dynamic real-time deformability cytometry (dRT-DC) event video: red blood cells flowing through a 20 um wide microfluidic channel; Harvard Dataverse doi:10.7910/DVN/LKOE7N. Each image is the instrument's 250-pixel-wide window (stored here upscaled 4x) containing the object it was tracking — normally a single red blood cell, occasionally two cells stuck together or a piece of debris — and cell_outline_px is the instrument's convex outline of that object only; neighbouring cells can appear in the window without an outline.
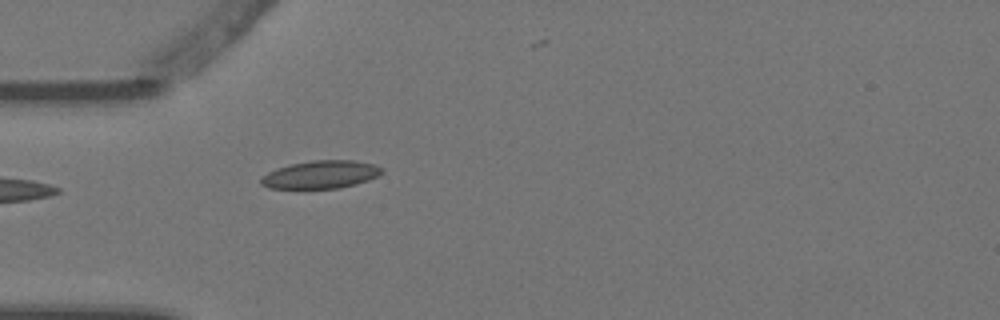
{"species": "Egyptian fruit bat (a non-hibernating species)", "species_latin": "Rousettus aegyptiacus", "temperature_condition": "warm", "stored_images_in_passage": 4, "camera_frame_rate_fps": 3000, "um_per_image_px": 0.085, "animal": {"sex": "female"}, "frame": {"image": 1, "passage_image": 4, "time_ms": 1.0, "image_size_px": [1000, 320], "cell_outline_px": [[384, 172], [368, 180], [356, 184], [340, 188], [268, 188], [260, 184], [260, 176], [276, 168], [292, 164], [312, 160], [352, 160], [376, 164], [384, 168]], "centroid_in_image_um": [27.27, 14.83], "position_along_channel_um": 57.7, "area_um2": 19.77}}